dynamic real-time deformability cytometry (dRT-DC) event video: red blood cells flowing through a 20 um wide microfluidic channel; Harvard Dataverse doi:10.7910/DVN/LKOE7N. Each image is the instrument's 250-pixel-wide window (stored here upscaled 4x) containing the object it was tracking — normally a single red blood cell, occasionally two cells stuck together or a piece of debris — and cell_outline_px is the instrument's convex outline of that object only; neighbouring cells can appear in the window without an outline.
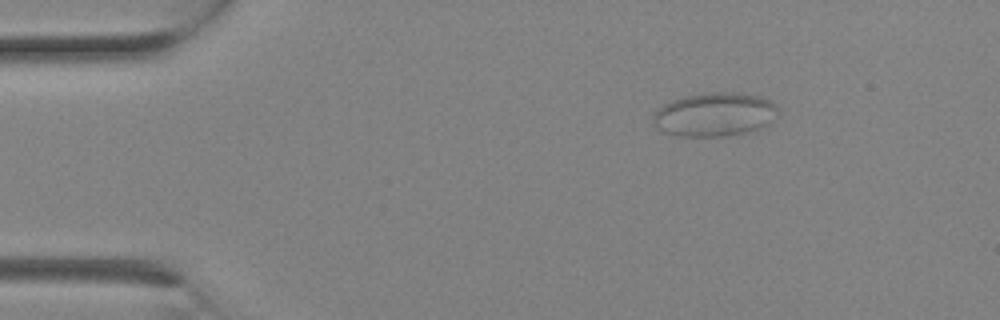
{"species": "Egyptian fruit bat (a non-hibernating species)", "species_latin": "Rousettus aegyptiacus", "temperature_condition": "room temperature", "stored_images_in_passage": 2, "camera_frame_rate_fps": 3000, "um_per_image_px": 0.085, "animal": {"sex": "female"}, "frame": {"image": 1, "passage_image": 1, "time_ms": 0.0, "image_size_px": [1000, 320], "cell_outline_px": [[780, 108], [768, 124], [756, 132], [724, 136], [680, 136], [664, 132], [652, 120], [652, 116], [656, 108], [672, 100], [688, 96], [712, 92], [736, 92], [760, 96], [776, 104]], "centroid_in_image_um": [60.78, 9.74], "position_along_channel_um": 24.2, "area_um2": 32.02}}